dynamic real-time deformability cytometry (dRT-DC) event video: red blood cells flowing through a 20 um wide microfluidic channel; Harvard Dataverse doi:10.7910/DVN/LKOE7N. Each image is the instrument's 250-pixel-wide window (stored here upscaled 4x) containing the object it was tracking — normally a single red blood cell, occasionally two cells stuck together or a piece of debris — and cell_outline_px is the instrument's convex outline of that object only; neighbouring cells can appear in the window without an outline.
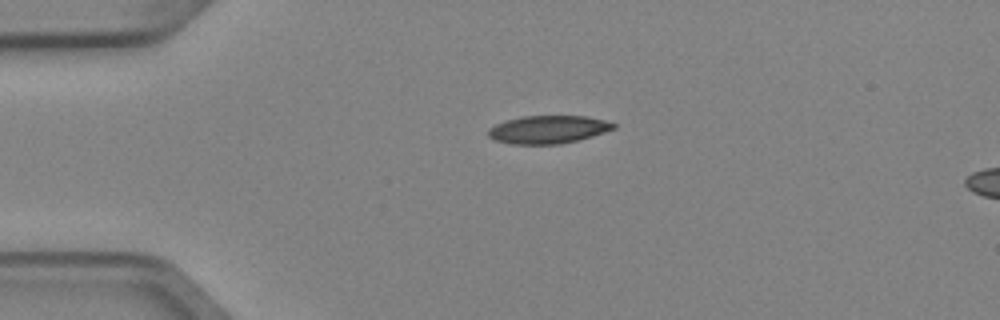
{"species": "Egyptian fruit bat (a non-hibernating species)", "species_latin": "Rousettus aegyptiacus", "temperature_condition": "cold", "stored_images_in_passage": 3, "segment_of_instrument_passage": [1, 2], "camera_frame_rate_fps": 3000, "um_per_image_px": 0.085, "animal": {"sex": "female"}, "frame": {"image": 1, "passage_image": 1, "time_ms": 0.0, "image_size_px": [1000, 320], "cell_outline_px": [[616, 128], [592, 136], [560, 144], [512, 144], [496, 140], [488, 136], [488, 128], [504, 120], [524, 116], [584, 116], [604, 120], [616, 124]], "centroid_in_image_um": [46.57, 11.0], "position_along_channel_um": 38.4, "area_um2": 20.29}}